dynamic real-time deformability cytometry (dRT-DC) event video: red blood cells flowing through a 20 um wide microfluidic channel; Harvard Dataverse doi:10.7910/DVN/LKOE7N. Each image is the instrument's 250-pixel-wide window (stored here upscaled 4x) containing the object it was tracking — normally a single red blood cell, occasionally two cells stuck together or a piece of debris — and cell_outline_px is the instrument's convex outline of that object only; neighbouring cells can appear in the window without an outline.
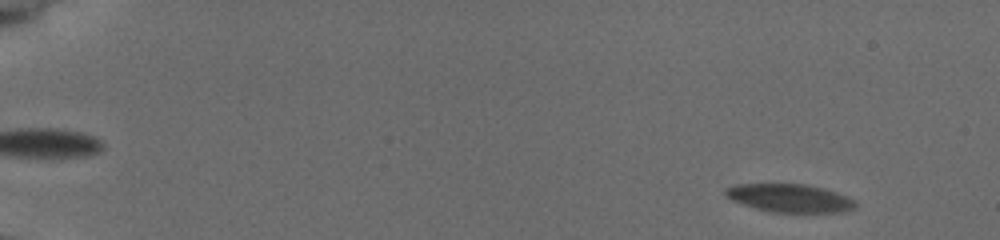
{"species": "common noctule bat (a hibernating species)", "species_latin": "Nyctalus noctula", "temperature_condition": "cold", "stored_images_in_passage": 60, "camera_frame_rate_fps": 3000, "um_per_image_px": 0.085, "animal": {"sex": "female", "body_mass_g": 19.5, "forearm_length_mm": 54.1}, "frame": {"image": 1, "passage_image": 6, "time_ms": 1.667, "image_size_px": [1000, 240], "cell_outline_px": [[856, 204], [852, 208], [840, 212], [772, 212], [756, 208], [732, 200], [724, 192], [724, 188], [736, 184], [804, 184], [820, 188], [844, 196], [852, 200]], "centroid_in_image_um": [67.04, 16.83], "position_along_channel_um": 18.0, "area_um2": 20.69}}
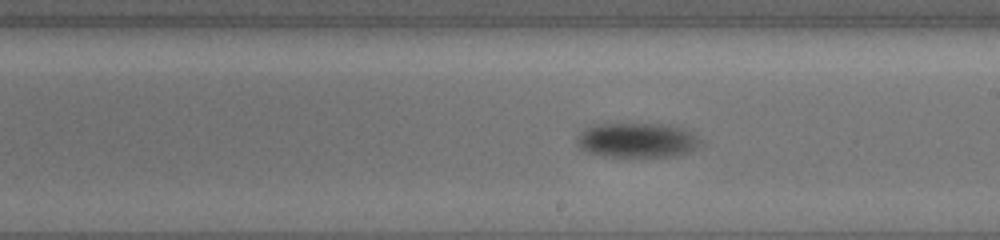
{"frame": {"image": 2, "passage_image": 37, "time_ms": 12.0, "image_size_px": [1000, 240], "cell_outline_px": [[700, 144], [696, 148], [680, 156], [604, 156], [588, 152], [580, 148], [580, 132], [584, 128], [600, 124], [660, 124], [684, 128], [696, 136], [700, 140]], "centroid_in_image_um": [54.19, 11.92], "position_along_channel_um": 234.8, "area_um2": 24.57}}
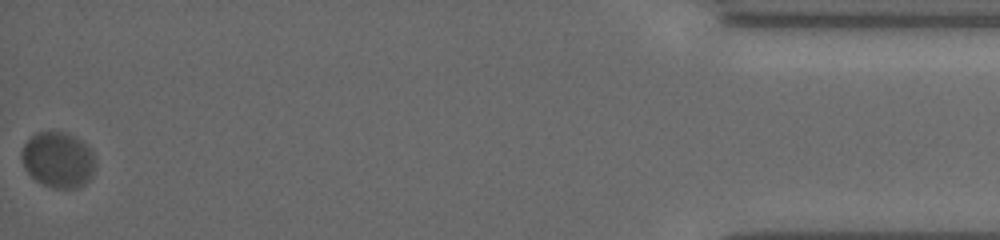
{"frame": {"image": 3, "passage_image": 60, "time_ms": 19.667, "image_size_px": [1000, 240], "cell_outline_px": [[96, 164], [92, 176], [80, 188], [52, 188], [36, 180], [24, 168], [20, 156], [20, 152], [24, 144], [36, 132], [68, 132], [76, 136], [92, 148], [96, 160]], "centroid_in_image_um": [4.97, 13.57], "position_along_channel_um": 430.2, "area_um2": 24.39}, "authors_computed_cell_mechanics": {"area_um2": 23.3801, "velocity_mm_per_s": 3.567, "shape_relaxation_time_tau1_ms": 3.228, "shape_relaxation_time_tau2_ms": null, "deformation_change_tau1": 0.0613, "deformation_change_tau2": null}}